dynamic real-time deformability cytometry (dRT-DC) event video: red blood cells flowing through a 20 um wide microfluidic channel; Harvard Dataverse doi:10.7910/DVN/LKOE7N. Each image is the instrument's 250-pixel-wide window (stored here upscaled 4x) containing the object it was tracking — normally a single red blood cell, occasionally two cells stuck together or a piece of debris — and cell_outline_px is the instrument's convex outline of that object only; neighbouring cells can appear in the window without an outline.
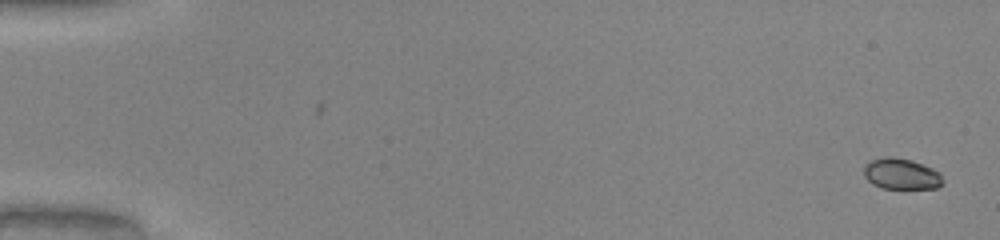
{"species": "common noctule bat (a hibernating species)", "species_latin": "Nyctalus noctula", "temperature_condition": "warm", "stored_images_in_passage": 51, "camera_frame_rate_fps": 3000, "um_per_image_px": 0.085, "animal": {"sex": "male", "body_mass_g": 20.0, "forearm_length_mm": 53.3}, "frame": {"image": 1, "passage_image": 1, "time_ms": 0.0, "image_size_px": [1000, 240], "cell_outline_px": [[944, 184], [936, 188], [880, 188], [872, 184], [864, 176], [864, 164], [872, 160], [884, 156], [892, 156], [912, 160], [932, 168], [940, 172]], "centroid_in_image_um": [76.6, 14.77], "position_along_channel_um": 8.4, "area_um2": 14.39}}
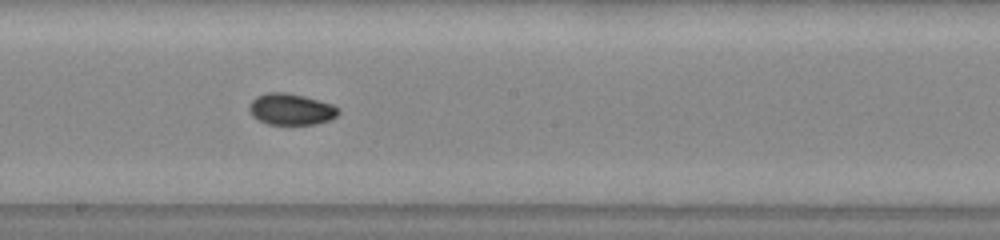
{"frame": {"image": 2, "passage_image": 29, "time_ms": 9.333, "image_size_px": [1000, 240], "cell_outline_px": [[340, 112], [336, 116], [328, 120], [316, 124], [268, 124], [252, 116], [248, 108], [252, 100], [256, 96], [268, 92], [284, 92], [304, 96], [332, 104], [340, 108]], "centroid_in_image_um": [24.74, 9.28], "position_along_channel_um": 223.5, "area_um2": 16.24}}
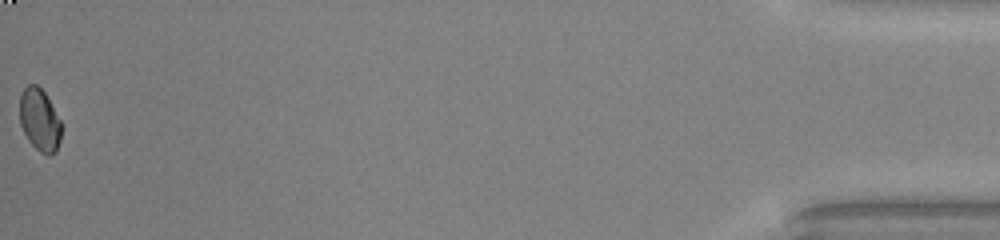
{"frame": {"image": 3, "passage_image": 51, "time_ms": 16.667, "image_size_px": [1000, 240], "cell_outline_px": [[64, 124], [60, 140], [56, 152], [48, 156], [40, 152], [28, 140], [20, 124], [20, 96], [24, 88], [28, 84], [36, 84], [44, 92]], "centroid_in_image_um": [3.4, 10.21], "position_along_channel_um": 431.8, "area_um2": 15.43}}